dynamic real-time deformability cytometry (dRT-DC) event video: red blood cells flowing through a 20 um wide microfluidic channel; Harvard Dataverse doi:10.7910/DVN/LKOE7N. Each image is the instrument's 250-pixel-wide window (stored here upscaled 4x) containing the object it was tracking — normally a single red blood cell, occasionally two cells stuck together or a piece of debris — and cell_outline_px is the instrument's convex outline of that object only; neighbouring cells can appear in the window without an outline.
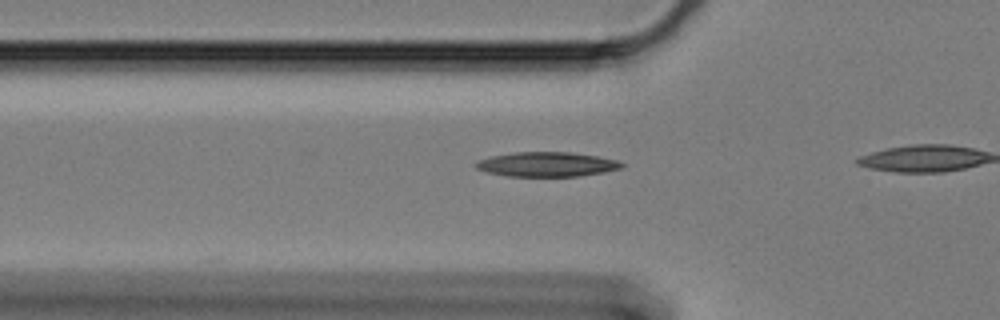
{"species": "Egyptian fruit bat (a non-hibernating species)", "species_latin": "Rousettus aegyptiacus", "temperature_condition": "cold", "stored_images_in_passage": 8, "camera_frame_rate_fps": 3000, "um_per_image_px": 0.085, "animal": {"sex": "female"}, "frame": {"image": 1, "passage_image": 2, "time_ms": 0.333, "image_size_px": [1000, 320], "cell_outline_px": [[624, 164], [620, 168], [604, 172], [580, 176], [504, 176], [484, 172], [476, 168], [476, 164], [480, 160], [492, 156], [516, 152], [568, 152], [596, 156], [616, 160]], "centroid_in_image_um": [46.45, 13.97], "position_along_channel_um": 79.3, "area_um2": 20.69}}
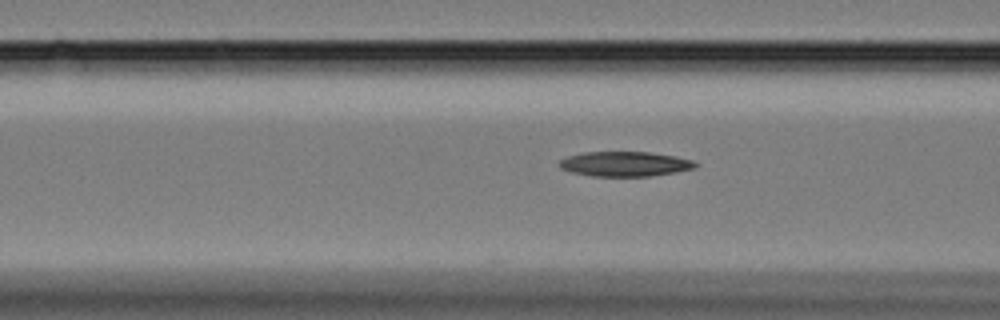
{"frame": {"image": 2, "passage_image": 5, "time_ms": 1.333, "image_size_px": [1000, 320], "cell_outline_px": [[700, 164], [696, 168], [676, 172], [648, 176], [592, 176], [572, 172], [560, 168], [556, 164], [560, 160], [568, 156], [584, 152], [648, 152], [676, 156], [692, 160]], "centroid_in_image_um": [53.12, 13.93], "position_along_channel_um": 113.5, "area_um2": 19.77}}